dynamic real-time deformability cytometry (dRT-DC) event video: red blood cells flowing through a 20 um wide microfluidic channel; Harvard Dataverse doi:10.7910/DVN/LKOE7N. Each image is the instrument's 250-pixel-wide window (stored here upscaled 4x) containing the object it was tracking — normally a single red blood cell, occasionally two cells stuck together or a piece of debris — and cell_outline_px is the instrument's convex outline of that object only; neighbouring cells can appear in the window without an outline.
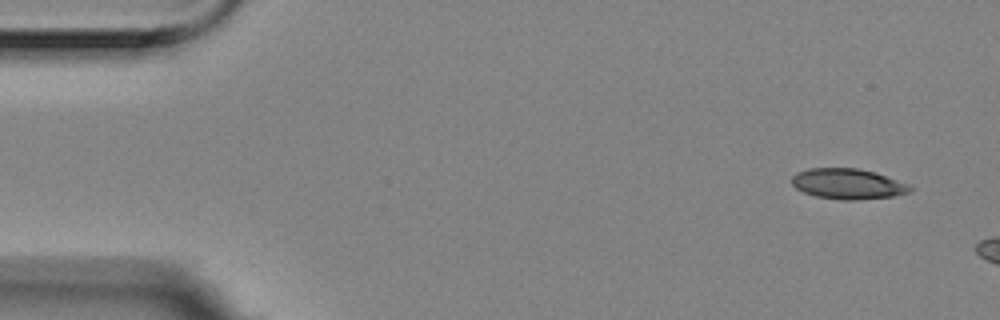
{"species": "Egyptian fruit bat (a non-hibernating species)", "species_latin": "Rousettus aegyptiacus", "temperature_condition": "room temperature", "stored_images_in_passage": 3, "camera_frame_rate_fps": 3000, "um_per_image_px": 0.085, "animal": {"sex": "female"}, "frame": {"image": 1, "passage_image": 1, "time_ms": 0.0, "image_size_px": [1000, 320], "cell_outline_px": [[912, 188], [908, 192], [892, 196], [856, 200], [844, 200], [816, 196], [804, 192], [796, 188], [792, 184], [792, 176], [796, 172], [808, 168], [856, 168], [876, 172], [908, 184]], "centroid_in_image_um": [72.03, 15.62], "position_along_channel_um": 13.0, "area_um2": 20.87}}